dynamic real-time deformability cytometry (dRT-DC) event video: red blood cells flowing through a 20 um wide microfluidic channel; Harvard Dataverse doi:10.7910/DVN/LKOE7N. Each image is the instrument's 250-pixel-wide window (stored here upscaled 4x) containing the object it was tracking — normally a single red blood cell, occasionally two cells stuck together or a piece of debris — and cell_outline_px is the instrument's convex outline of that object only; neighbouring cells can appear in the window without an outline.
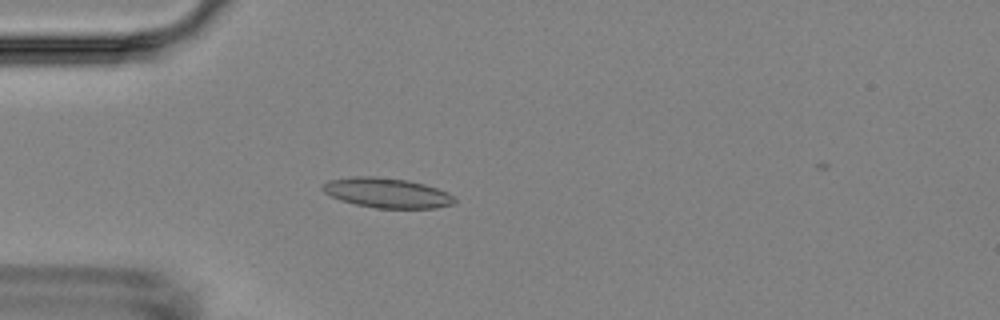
{"species": "Egyptian fruit bat (a non-hibernating species)", "species_latin": "Rousettus aegyptiacus", "temperature_condition": "room temperature", "stored_images_in_passage": 3, "camera_frame_rate_fps": 3000, "um_per_image_px": 0.085, "animal": {"sex": "female"}, "frame": {"image": 1, "passage_image": 3, "time_ms": 2.0, "image_size_px": [1000, 320], "cell_outline_px": [[456, 204], [436, 208], [376, 208], [356, 204], [340, 200], [324, 192], [320, 188], [320, 184], [328, 180], [352, 176], [372, 176], [408, 180], [424, 184], [448, 192], [456, 200]], "centroid_in_image_um": [32.87, 16.39], "position_along_channel_um": 52.1, "area_um2": 23.12}}